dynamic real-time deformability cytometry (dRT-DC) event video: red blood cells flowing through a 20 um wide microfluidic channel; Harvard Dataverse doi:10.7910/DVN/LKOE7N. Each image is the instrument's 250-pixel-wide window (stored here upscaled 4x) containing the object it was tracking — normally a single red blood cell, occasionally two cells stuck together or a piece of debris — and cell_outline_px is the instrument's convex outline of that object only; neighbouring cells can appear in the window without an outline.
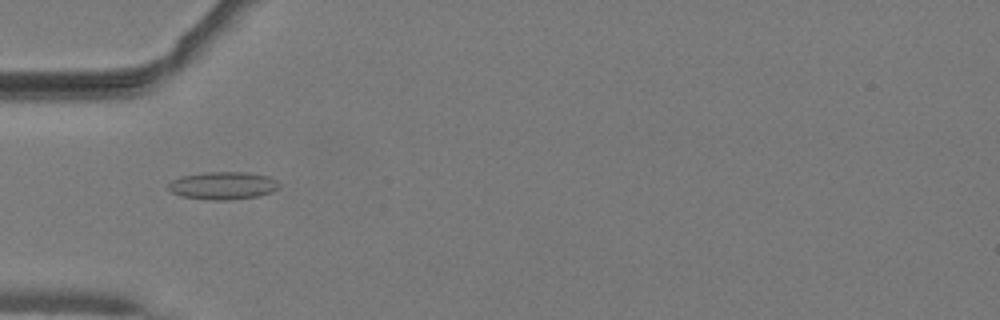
{"species": "common noctule bat (a hibernating species)", "species_latin": "Nyctalus noctula", "temperature_condition": "warm", "stored_images_in_passage": 4, "camera_frame_rate_fps": 3000, "um_per_image_px": 0.085, "animal": {"sex": "male", "body_mass_g": 19.2, "forearm_length_mm": 51.8}, "frame": {"image": 1, "passage_image": 1, "time_ms": 0.0, "image_size_px": [1000, 320], "cell_outline_px": [[280, 188], [272, 192], [260, 196], [232, 200], [208, 200], [180, 196], [172, 192], [168, 188], [168, 184], [172, 180], [180, 176], [204, 172], [248, 172], [268, 176], [276, 180], [280, 184]], "centroid_in_image_um": [18.97, 15.78], "position_along_channel_um": 66.0, "area_um2": 18.21}}
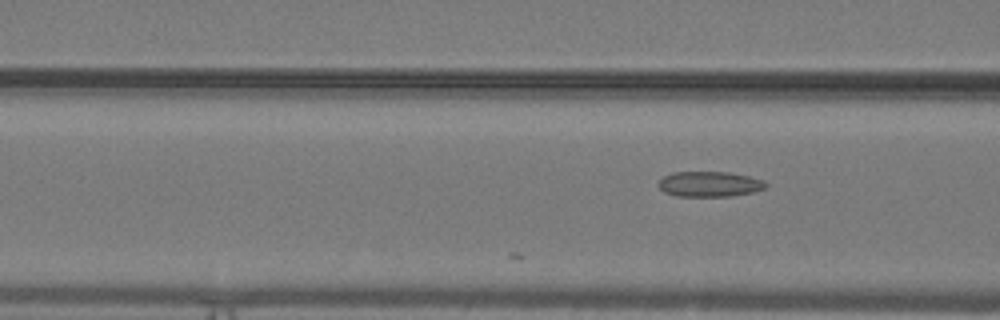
{"frame": {"image": 2, "passage_image": 4, "time_ms": 1.0, "image_size_px": [1000, 320], "cell_outline_px": [[768, 184], [764, 188], [752, 192], [732, 196], [676, 196], [664, 192], [660, 188], [660, 180], [664, 176], [672, 172], [728, 172], [748, 176], [764, 180]], "centroid_in_image_um": [60.32, 15.65], "position_along_channel_um": 106.3, "area_um2": 15.72}}